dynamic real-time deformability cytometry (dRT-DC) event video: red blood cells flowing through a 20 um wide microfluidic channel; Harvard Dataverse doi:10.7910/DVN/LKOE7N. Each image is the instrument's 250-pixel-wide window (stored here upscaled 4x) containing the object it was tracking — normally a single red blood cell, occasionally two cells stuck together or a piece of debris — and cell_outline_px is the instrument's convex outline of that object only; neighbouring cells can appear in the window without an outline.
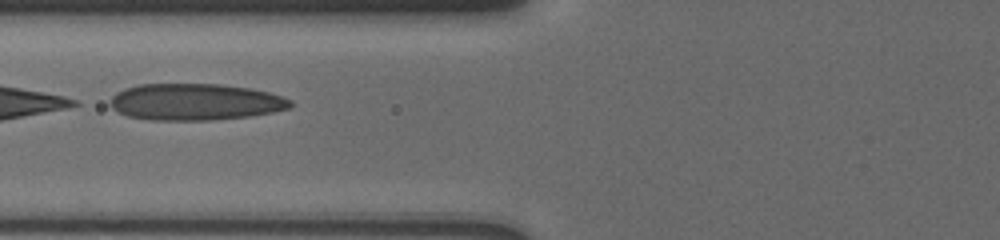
{"species": "human", "species_latin": "Homo sapiens", "temperature_condition": "cold", "stored_images_in_passage": 11, "camera_frame_rate_fps": 3000, "um_per_image_px": 0.085, "donor": {"sex": "male"}, "frame": {"image": 1, "passage_image": 10, "time_ms": 1.667, "image_size_px": [1000, 240], "cell_outline_px": [[292, 104], [288, 108], [272, 112], [248, 116], [212, 120], [152, 120], [128, 116], [116, 112], [108, 104], [108, 100], [116, 92], [124, 88], [140, 84], [220, 84], [248, 88], [268, 92], [292, 100]], "centroid_in_image_um": [16.52, 8.66], "position_along_channel_um": 109.3, "area_um2": 38.55}}